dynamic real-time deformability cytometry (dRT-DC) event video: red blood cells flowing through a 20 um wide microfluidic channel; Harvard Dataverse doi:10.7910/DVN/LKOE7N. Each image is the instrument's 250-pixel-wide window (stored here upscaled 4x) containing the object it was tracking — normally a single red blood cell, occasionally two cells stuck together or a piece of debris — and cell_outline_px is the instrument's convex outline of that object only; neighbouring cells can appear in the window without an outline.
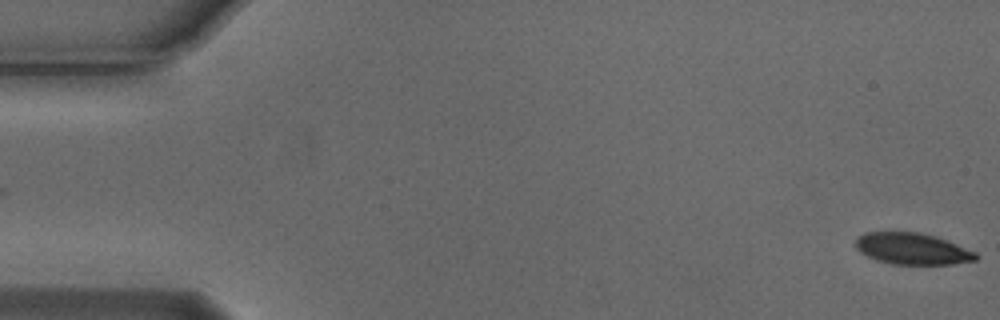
{"species": "Egyptian fruit bat (a non-hibernating species)", "species_latin": "Rousettus aegyptiacus", "temperature_condition": "cold", "stored_images_in_passage": 5, "camera_frame_rate_fps": 3000, "um_per_image_px": 0.085, "animal": {"sex": "male"}, "frame": {"image": 1, "passage_image": 1, "time_ms": 0.0, "image_size_px": [1000, 320], "cell_outline_px": [[980, 256], [976, 260], [952, 264], [892, 264], [876, 260], [860, 252], [856, 248], [856, 236], [864, 232], [920, 232], [956, 244], [976, 252]], "centroid_in_image_um": [77.52, 21.14], "position_along_channel_um": 7.5, "area_um2": 21.96}}
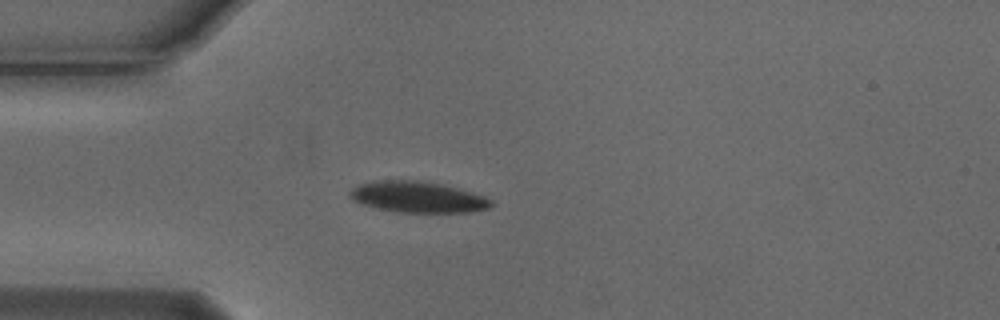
{"frame": {"image": 2, "passage_image": 5, "time_ms": 1.333, "image_size_px": [1000, 320], "cell_outline_px": [[492, 204], [488, 208], [472, 212], [396, 212], [376, 208], [360, 204], [352, 200], [348, 196], [348, 192], [352, 188], [360, 184], [376, 180], [420, 180], [444, 184], [484, 196], [492, 200]], "centroid_in_image_um": [35.46, 16.74], "position_along_channel_um": 49.5, "area_um2": 25.78}}